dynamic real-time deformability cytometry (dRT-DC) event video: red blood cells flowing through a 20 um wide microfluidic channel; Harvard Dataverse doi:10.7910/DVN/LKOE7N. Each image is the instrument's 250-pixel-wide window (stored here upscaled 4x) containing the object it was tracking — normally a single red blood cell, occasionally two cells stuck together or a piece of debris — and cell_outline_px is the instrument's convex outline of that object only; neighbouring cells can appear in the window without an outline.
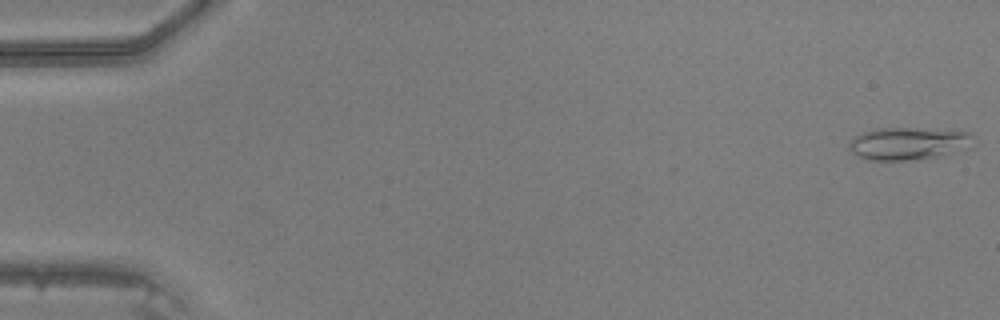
{"species": "common noctule bat (a hibernating species)", "species_latin": "Nyctalus noctula", "temperature_condition": "warm", "stored_images_in_passage": 47, "camera_frame_rate_fps": 3000, "um_per_image_px": 0.085, "animal": {"sex": "male", "body_mass_g": 20.5, "forearm_length_mm": 52.5}, "frame": {"image": 1, "passage_image": 1, "time_ms": 0.0, "image_size_px": [1000, 320], "cell_outline_px": [[972, 148], [944, 156], [908, 160], [868, 160], [852, 152], [848, 148], [848, 144], [856, 136], [864, 132], [876, 128], [952, 128], [968, 132], [972, 136]], "centroid_in_image_um": [77.32, 12.18], "position_along_channel_um": 7.7, "area_um2": 24.16}}
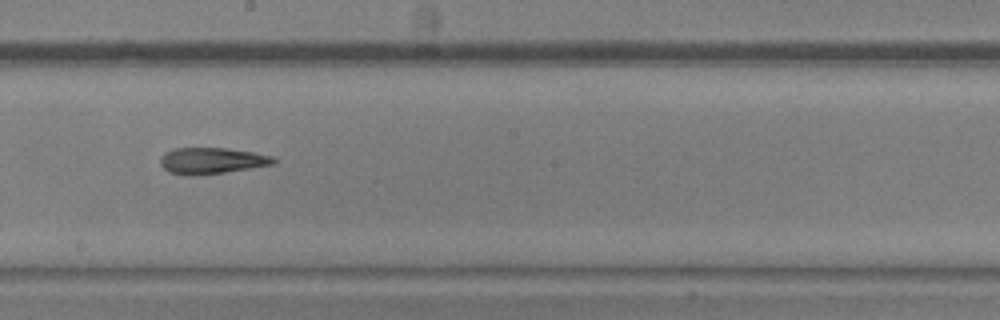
{"frame": {"image": 2, "passage_image": 27, "time_ms": 8.667, "image_size_px": [1000, 320], "cell_outline_px": [[276, 164], [224, 172], [192, 176], [184, 176], [168, 172], [160, 164], [160, 156], [164, 152], [176, 148], [224, 148], [252, 152], [272, 156], [276, 160]], "centroid_in_image_um": [17.95, 13.67], "position_along_channel_um": 230.2, "area_um2": 17.4}}
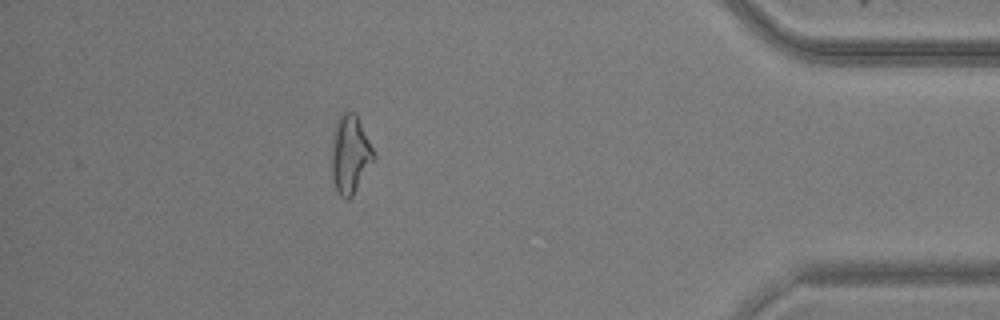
{"frame": {"image": 3, "passage_image": 42, "time_ms": 13.667, "image_size_px": [1000, 320], "cell_outline_px": [[376, 160], [352, 196], [348, 200], [340, 196], [332, 180], [332, 148], [336, 124], [340, 112], [356, 112], [376, 156]], "centroid_in_image_um": [29.79, 13.14], "position_along_channel_um": 405.4, "area_um2": 19.25}}